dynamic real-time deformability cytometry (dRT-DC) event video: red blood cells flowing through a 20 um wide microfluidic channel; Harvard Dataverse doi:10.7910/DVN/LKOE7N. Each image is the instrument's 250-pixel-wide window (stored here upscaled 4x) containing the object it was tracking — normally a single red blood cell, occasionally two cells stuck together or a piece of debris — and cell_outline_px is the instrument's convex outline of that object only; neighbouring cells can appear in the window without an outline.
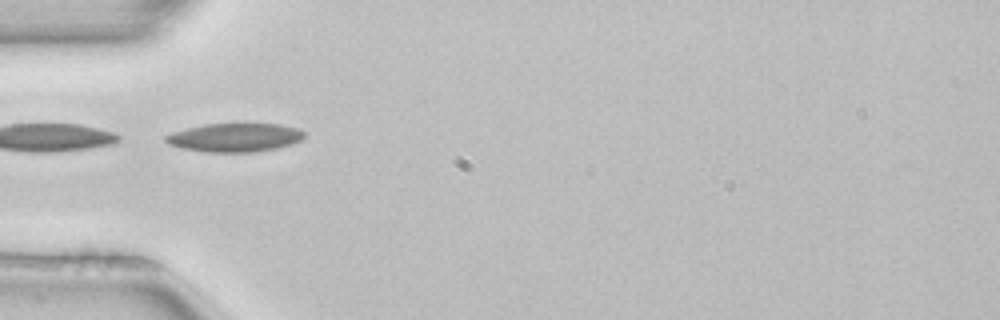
{"species": "common noctule bat (a hibernating species)", "species_latin": "Nyctalus noctula", "temperature_condition": "room temperature", "stored_images_in_passage": 4, "camera_frame_rate_fps": 3000, "um_per_image_px": 0.085, "animal": {"sex": "female", "body_mass_g": 22.7, "forearm_length_mm": 54.2}, "frame": {"image": 1, "passage_image": 4, "time_ms": 1.0, "image_size_px": [1000, 320], "cell_outline_px": [[304, 136], [300, 140], [276, 148], [252, 152], [204, 152], [180, 148], [168, 144], [164, 140], [164, 136], [172, 132], [204, 124], [232, 120], [280, 124], [300, 128], [304, 132]], "centroid_in_image_um": [19.93, 11.63], "position_along_channel_um": 65.1, "area_um2": 24.16}}